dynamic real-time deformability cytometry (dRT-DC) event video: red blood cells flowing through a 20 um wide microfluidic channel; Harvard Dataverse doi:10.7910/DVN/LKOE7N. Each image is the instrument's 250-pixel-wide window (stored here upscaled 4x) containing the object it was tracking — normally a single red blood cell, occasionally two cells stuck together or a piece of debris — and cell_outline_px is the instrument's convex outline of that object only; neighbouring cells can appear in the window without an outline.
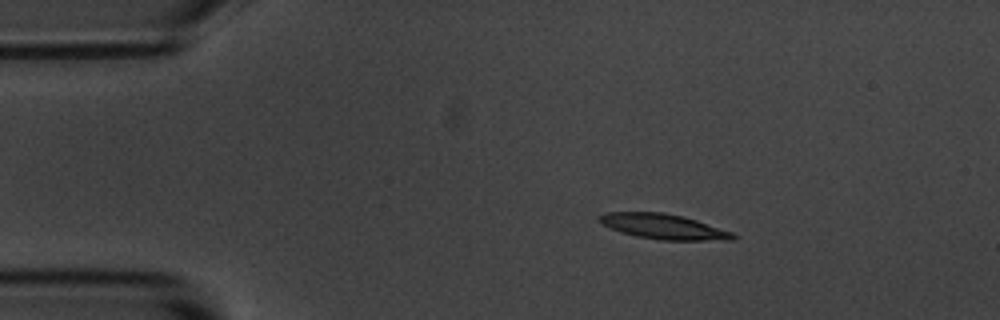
{"species": "common noctule bat (a hibernating species)", "species_latin": "Nyctalus noctula", "temperature_condition": "room temperature", "stored_images_in_passage": 13, "camera_frame_rate_fps": 3000, "um_per_image_px": 0.085, "animal": {"sex": "male", "body_mass_g": 20.1, "forearm_length_mm": 53.5}, "frame": {"image": 1, "passage_image": 1, "time_ms": 0.0, "image_size_px": [1000, 320], "cell_outline_px": [[740, 236], [736, 240], [660, 240], [636, 236], [620, 232], [600, 224], [596, 220], [596, 216], [604, 212], [664, 212], [684, 216], [732, 232]], "centroid_in_image_um": [56.36, 19.25], "position_along_channel_um": 28.6, "area_um2": 19.94}}
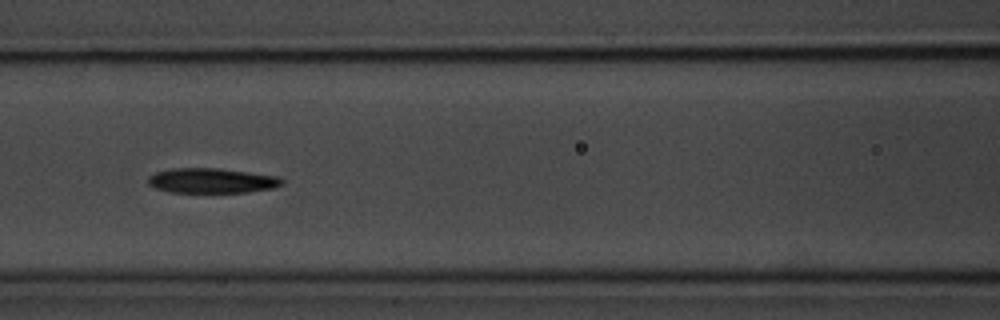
{"frame": {"image": 2, "passage_image": 5, "time_ms": 4.667, "image_size_px": [1000, 320], "cell_outline_px": [[284, 184], [272, 188], [248, 192], [168, 192], [156, 188], [148, 184], [148, 176], [156, 172], [172, 168], [220, 168], [280, 176], [284, 180]], "centroid_in_image_um": [18.02, 15.35], "position_along_channel_um": 148.6, "area_um2": 19.59}}
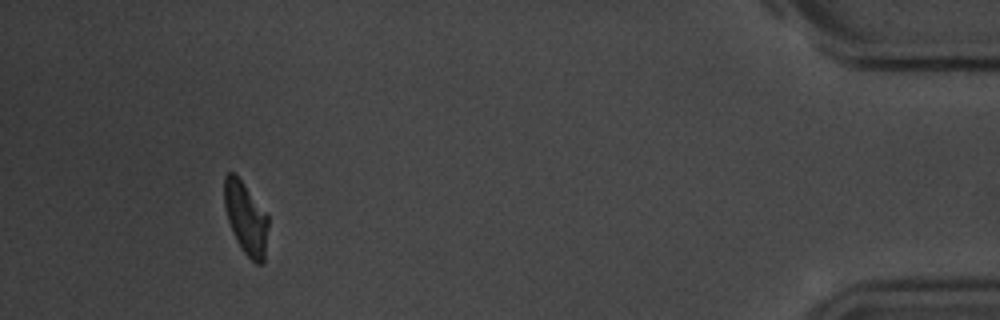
{"frame": {"image": 3, "passage_image": 12, "time_ms": 13.667, "image_size_px": [1000, 320], "cell_outline_px": [[268, 224], [264, 264], [256, 264], [240, 248], [232, 232], [228, 220], [224, 204], [224, 176], [228, 172], [232, 172], [240, 180], [268, 216]], "centroid_in_image_um": [20.89, 18.59], "position_along_channel_um": 414.3, "area_um2": 18.21}, "authors_computed_cell_mechanics": {"area_um2": 19.5942, "velocity_mm_per_s": 3.6993, "shape_relaxation_time_tau1_ms": 2.8382, "shape_relaxation_time_tau2_ms": null, "deformation_change_tau1": 0.1038, "deformation_change_tau2": null}}